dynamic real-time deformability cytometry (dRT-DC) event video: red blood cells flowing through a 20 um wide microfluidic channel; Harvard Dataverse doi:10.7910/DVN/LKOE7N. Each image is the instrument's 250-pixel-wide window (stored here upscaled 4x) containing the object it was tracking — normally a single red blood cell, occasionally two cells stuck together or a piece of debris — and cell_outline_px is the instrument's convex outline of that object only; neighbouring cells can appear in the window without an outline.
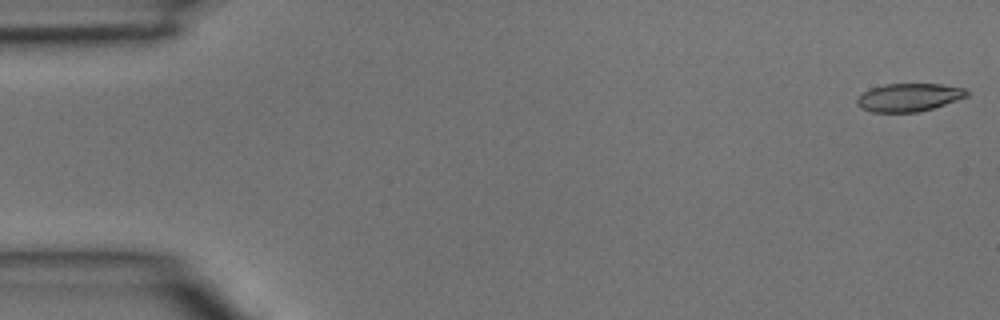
{"species": "common noctule bat (a hibernating species)", "species_latin": "Nyctalus noctula", "temperature_condition": "room temperature", "stored_images_in_passage": 4, "camera_frame_rate_fps": 3000, "um_per_image_px": 0.085, "animal": {"sex": "male", "body_mass_g": 15.6}, "frame": {"image": 1, "passage_image": 1, "time_ms": 0.0, "image_size_px": [1000, 320], "cell_outline_px": [[968, 96], [932, 108], [916, 112], [872, 112], [860, 108], [856, 104], [856, 100], [864, 92], [872, 88], [884, 84], [940, 84], [964, 88], [968, 92]], "centroid_in_image_um": [77.23, 8.28], "position_along_channel_um": 7.8, "area_um2": 17.74}}
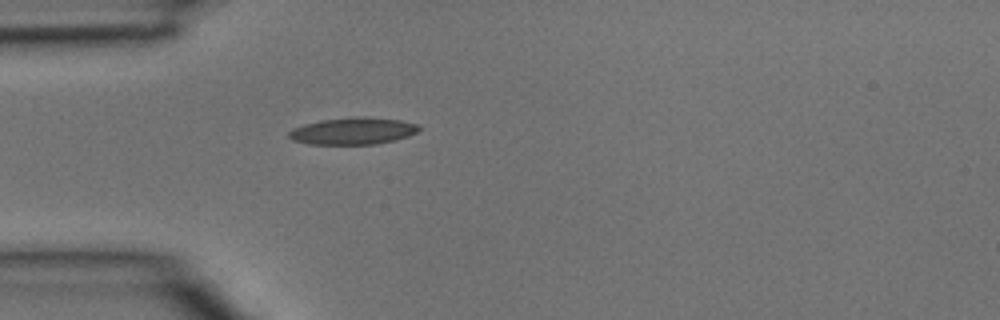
{"frame": {"image": 2, "passage_image": 4, "time_ms": 1.0, "image_size_px": [1000, 320], "cell_outline_px": [[424, 128], [408, 136], [396, 140], [376, 144], [308, 144], [292, 140], [288, 136], [288, 132], [292, 128], [304, 124], [320, 120], [360, 116], [364, 116], [400, 120], [420, 124]], "centroid_in_image_um": [30.03, 11.13], "position_along_channel_um": 55.0, "area_um2": 20.69}}